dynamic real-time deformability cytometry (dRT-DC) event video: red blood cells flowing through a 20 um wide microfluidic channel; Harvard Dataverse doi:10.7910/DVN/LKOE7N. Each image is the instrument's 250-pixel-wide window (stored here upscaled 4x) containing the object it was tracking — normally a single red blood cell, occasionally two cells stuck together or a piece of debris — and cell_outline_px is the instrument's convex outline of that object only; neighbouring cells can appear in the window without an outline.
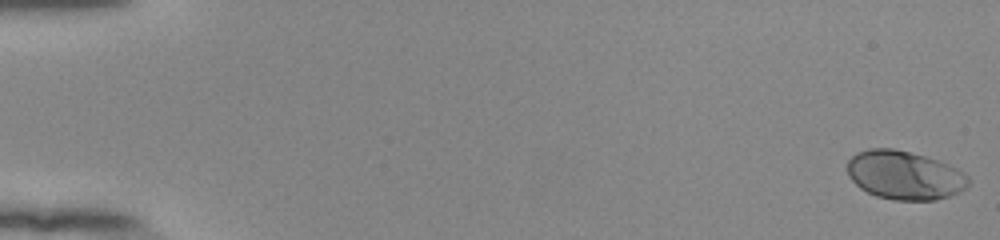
{"species": "human", "species_latin": "Homo sapiens", "temperature_condition": "room temperature", "stored_images_in_passage": 54, "camera_frame_rate_fps": 3000, "um_per_image_px": 0.085, "donor": {"sex": "female"}, "frame": {"image": 1, "passage_image": 1, "time_ms": 0.0, "image_size_px": [1000, 240], "cell_outline_px": [[968, 184], [960, 192], [936, 200], [892, 200], [876, 196], [860, 188], [852, 180], [848, 172], [848, 160], [856, 152], [868, 148], [892, 148], [924, 156], [948, 164], [964, 172], [968, 176]], "centroid_in_image_um": [76.87, 14.89], "position_along_channel_um": 8.1, "area_um2": 34.22}}
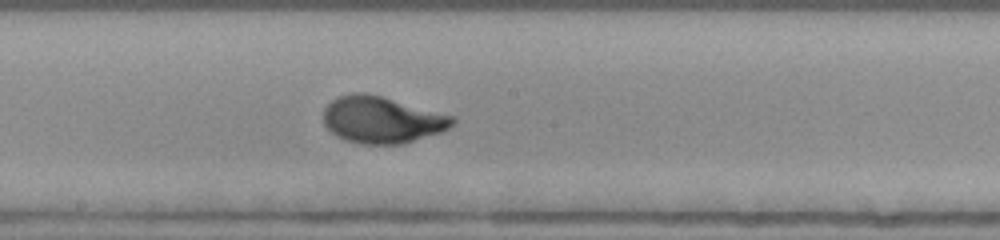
{"frame": {"image": 2, "passage_image": 31, "time_ms": 10.0, "image_size_px": [1000, 240], "cell_outline_px": [[456, 120], [448, 128], [440, 132], [400, 144], [360, 144], [336, 136], [324, 124], [324, 108], [332, 100], [340, 96], [352, 92], [364, 92], [380, 96], [456, 116]], "centroid_in_image_um": [32.46, 10.17], "position_along_channel_um": 215.7, "area_um2": 34.85}}
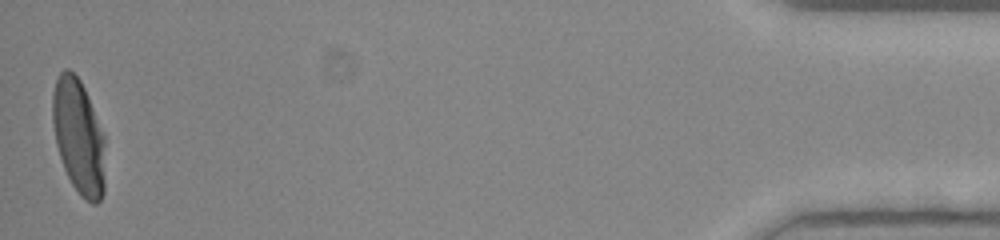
{"frame": {"image": 3, "passage_image": 54, "time_ms": 17.667, "image_size_px": [1000, 240], "cell_outline_px": [[104, 192], [100, 200], [96, 204], [92, 204], [80, 196], [72, 184], [64, 168], [56, 144], [52, 120], [52, 96], [56, 76], [64, 68], [68, 68], [80, 80], [84, 88], [104, 136]], "centroid_in_image_um": [6.66, 11.61], "position_along_channel_um": 428.5, "area_um2": 35.08}, "authors_computed_cell_mechanics": {"area_um2": 33.7263, "velocity_mm_per_s": 3.8783, "shape_relaxation_time_tau1_ms": 3.5611, "shape_relaxation_time_tau2_ms": null, "deformation_change_tau1": 0.187, "deformation_change_tau2": null}}